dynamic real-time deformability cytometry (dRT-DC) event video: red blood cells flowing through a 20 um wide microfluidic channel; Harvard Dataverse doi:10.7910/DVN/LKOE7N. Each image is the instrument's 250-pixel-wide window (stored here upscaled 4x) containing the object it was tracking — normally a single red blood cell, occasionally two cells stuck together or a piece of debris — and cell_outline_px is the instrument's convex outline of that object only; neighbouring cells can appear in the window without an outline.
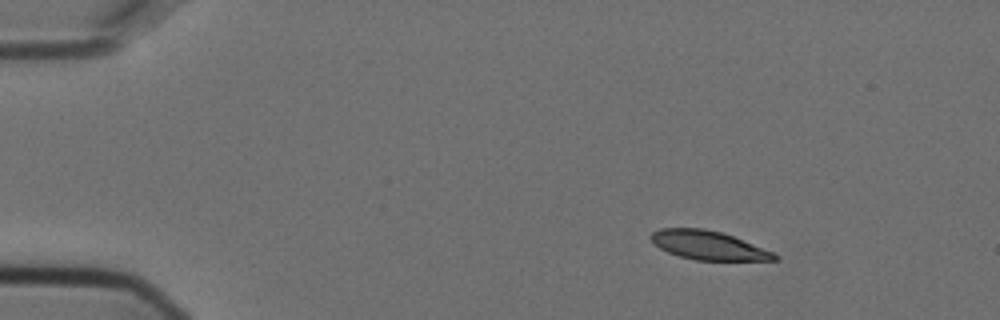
{"species": "Egyptian fruit bat (a non-hibernating species)", "species_latin": "Rousettus aegyptiacus", "temperature_condition": "cold", "stored_images_in_passage": 7, "camera_frame_rate_fps": 3000, "um_per_image_px": 0.085, "animal": {"sex": "female"}, "frame": {"image": 1, "passage_image": 3, "time_ms": 0.667, "image_size_px": [1000, 320], "cell_outline_px": [[780, 256], [776, 260], [696, 260], [680, 256], [668, 252], [660, 248], [648, 236], [652, 232], [660, 228], [704, 228], [720, 232], [732, 236], [772, 252]], "centroid_in_image_um": [60.17, 20.84], "position_along_channel_um": 24.8, "area_um2": 20.4}}
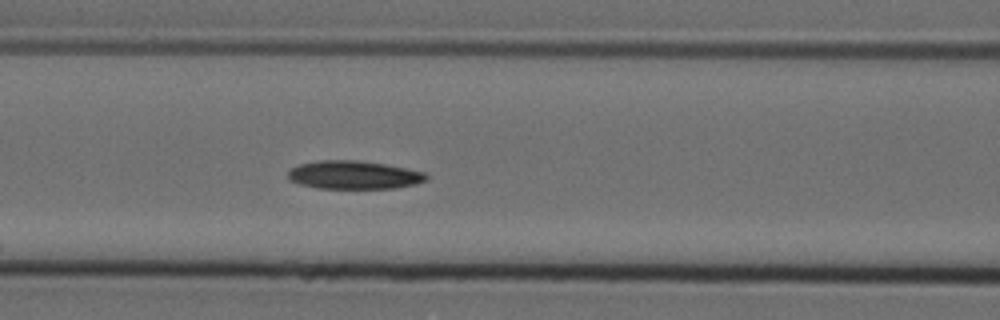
{"frame": {"image": 2, "passage_image": 7, "time_ms": 2.0, "image_size_px": [1000, 320], "cell_outline_px": [[428, 180], [416, 184], [392, 188], [316, 188], [300, 184], [288, 180], [288, 172], [292, 168], [300, 164], [320, 160], [356, 160], [384, 164], [424, 172], [428, 176]], "centroid_in_image_um": [30.06, 14.87], "position_along_channel_um": 136.5, "area_um2": 22.66}}